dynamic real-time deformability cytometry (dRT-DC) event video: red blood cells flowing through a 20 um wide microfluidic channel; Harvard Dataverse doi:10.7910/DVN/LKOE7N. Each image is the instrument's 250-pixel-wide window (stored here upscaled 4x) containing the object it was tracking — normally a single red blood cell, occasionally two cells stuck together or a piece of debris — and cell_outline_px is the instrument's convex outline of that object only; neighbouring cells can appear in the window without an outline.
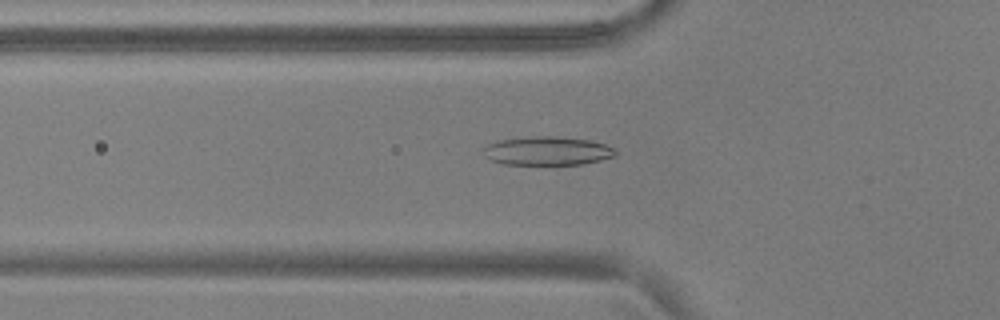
{"species": "common noctule bat (a hibernating species)", "species_latin": "Nyctalus noctula", "temperature_condition": "warm", "stored_images_in_passage": 54, "camera_frame_rate_fps": 3000, "um_per_image_px": 0.085, "animal": {"sex": "male", "body_mass_g": 17.9, "forearm_length_mm": 54.2}, "frame": {"image": 1, "passage_image": 19, "time_ms": 6.0, "image_size_px": [1000, 320], "cell_outline_px": [[616, 156], [600, 160], [580, 164], [504, 164], [492, 160], [484, 156], [484, 148], [488, 144], [496, 140], [532, 136], [556, 136], [588, 140], [604, 144], [612, 148], [616, 152]], "centroid_in_image_um": [46.49, 12.82], "position_along_channel_um": 79.3, "area_um2": 21.91}}
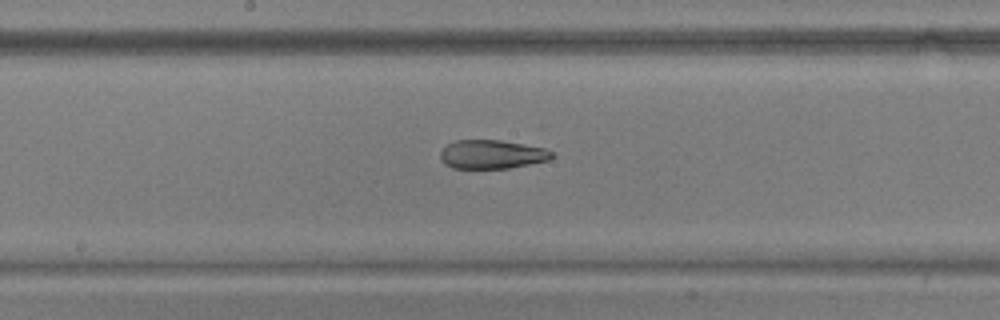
{"frame": {"image": 2, "passage_image": 29, "time_ms": 9.333, "image_size_px": [1000, 320], "cell_outline_px": [[556, 156], [548, 160], [508, 168], [452, 168], [444, 164], [440, 160], [440, 152], [448, 144], [456, 140], [500, 140], [544, 148], [552, 152]], "centroid_in_image_um": [41.79, 13.12], "position_along_channel_um": 206.4, "area_um2": 18.61}}
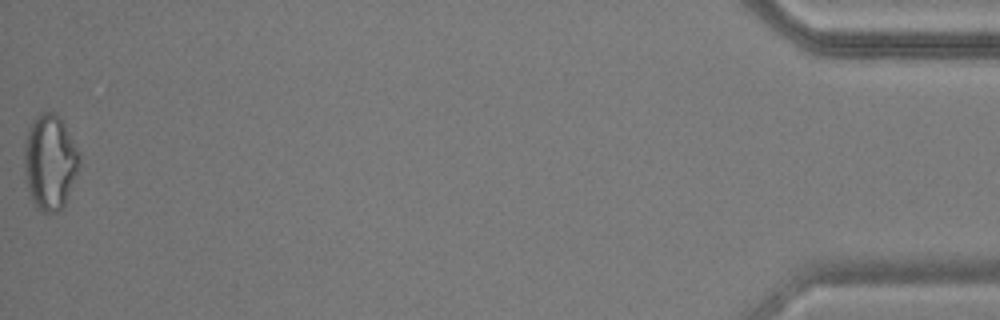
{"frame": {"image": 3, "passage_image": 54, "time_ms": 17.667, "image_size_px": [1000, 320], "cell_outline_px": [[80, 160], [76, 172], [64, 204], [56, 212], [44, 212], [36, 208], [28, 192], [24, 168], [24, 148], [28, 132], [32, 120], [40, 112], [56, 112], [60, 116], [80, 152]], "centroid_in_image_um": [4.23, 13.74], "position_along_channel_um": 431.0, "area_um2": 30.4}, "authors_computed_cell_mechanics": {"area_um2": 22.3686, "velocity_mm_per_s": 3.7795, "shape_relaxation_time_tau1_ms": null, "shape_relaxation_time_tau2_ms": 2.2205, "deformation_change_tau1": null, "deformation_change_tau2": 0.1022}}